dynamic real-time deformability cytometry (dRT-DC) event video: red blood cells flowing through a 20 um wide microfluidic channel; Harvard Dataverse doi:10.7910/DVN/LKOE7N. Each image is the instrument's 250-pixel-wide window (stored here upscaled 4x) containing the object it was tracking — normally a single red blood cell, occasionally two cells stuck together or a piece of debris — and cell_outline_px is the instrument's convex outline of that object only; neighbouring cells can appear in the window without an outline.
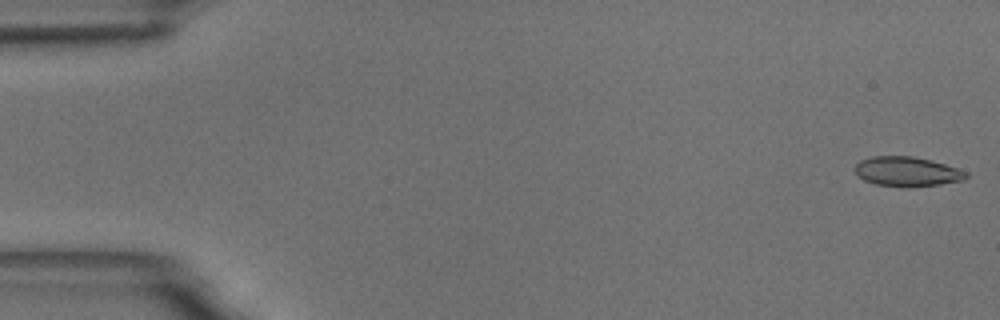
{"species": "common noctule bat (a hibernating species)", "species_latin": "Nyctalus noctula", "temperature_condition": "room temperature", "stored_images_in_passage": 11, "camera_frame_rate_fps": 3000, "um_per_image_px": 0.085, "animal": {"sex": "male", "body_mass_g": 18.8}, "frame": {"image": 1, "passage_image": 1, "time_ms": 0.0, "image_size_px": [1000, 320], "cell_outline_px": [[968, 176], [964, 180], [940, 184], [908, 188], [876, 184], [864, 180], [856, 172], [856, 164], [860, 160], [872, 156], [912, 156], [944, 164], [968, 172]], "centroid_in_image_um": [77.11, 14.59], "position_along_channel_um": 7.9, "area_um2": 19.07}}